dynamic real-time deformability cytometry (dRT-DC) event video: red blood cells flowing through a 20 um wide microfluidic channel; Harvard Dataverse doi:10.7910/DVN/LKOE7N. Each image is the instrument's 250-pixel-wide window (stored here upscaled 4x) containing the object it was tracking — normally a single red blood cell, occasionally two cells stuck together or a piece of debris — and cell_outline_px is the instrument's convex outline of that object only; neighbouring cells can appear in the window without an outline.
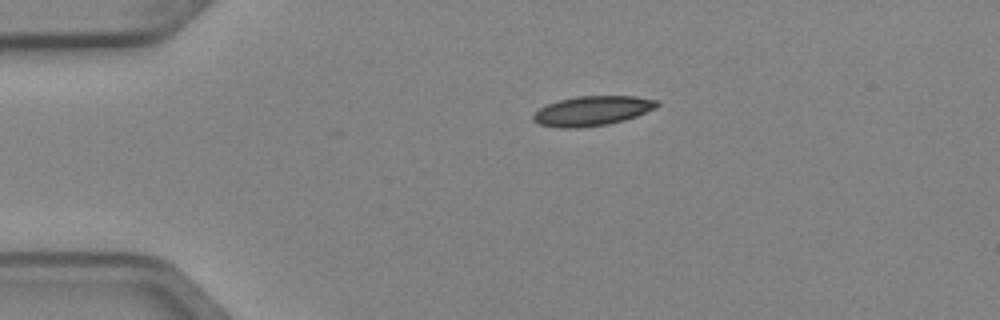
{"species": "Egyptian fruit bat (a non-hibernating species)", "species_latin": "Rousettus aegyptiacus", "temperature_condition": "cold", "stored_images_in_passage": 2, "camera_frame_rate_fps": 3000, "um_per_image_px": 0.085, "animal": {"sex": "female"}, "frame": {"image": 1, "passage_image": 1, "time_ms": 0.0, "image_size_px": [1000, 320], "cell_outline_px": [[660, 104], [656, 108], [636, 116], [624, 120], [608, 124], [580, 128], [560, 128], [540, 124], [532, 120], [532, 116], [540, 108], [548, 104], [560, 100], [576, 96], [636, 96], [656, 100]], "centroid_in_image_um": [50.35, 9.42], "position_along_channel_um": 34.7, "area_um2": 21.33}}